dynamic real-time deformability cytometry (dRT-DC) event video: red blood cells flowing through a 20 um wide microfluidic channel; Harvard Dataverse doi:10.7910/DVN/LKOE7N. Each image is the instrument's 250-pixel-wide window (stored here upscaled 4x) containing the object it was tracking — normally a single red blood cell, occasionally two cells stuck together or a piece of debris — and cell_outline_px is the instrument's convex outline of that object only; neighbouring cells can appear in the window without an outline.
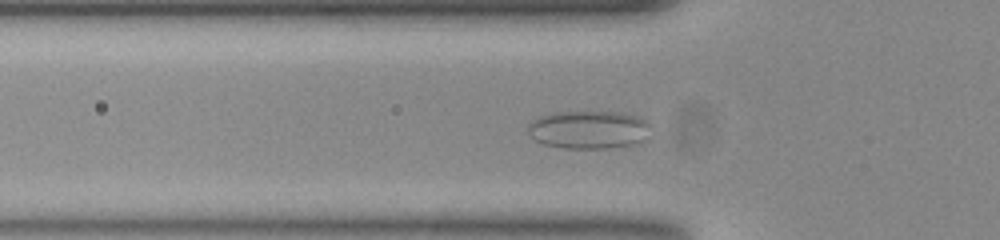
{"species": "common noctule bat (a hibernating species)", "species_latin": "Nyctalus noctula", "temperature_condition": "room temperature", "stored_images_in_passage": 53, "camera_frame_rate_fps": 3000, "um_per_image_px": 0.085, "animal": {"sex": "female", "body_mass_g": 23.0, "forearm_length_mm": 53.4}, "frame": {"image": 1, "passage_image": 14, "time_ms": 4.333, "image_size_px": [1000, 240], "cell_outline_px": [[648, 124], [644, 140], [632, 144], [608, 148], [560, 148], [544, 144], [536, 140], [528, 132], [528, 128], [540, 116], [556, 112], [620, 112], [636, 116], [644, 120]], "centroid_in_image_um": [50.02, 11.03], "position_along_channel_um": 75.8, "area_um2": 26.65}}
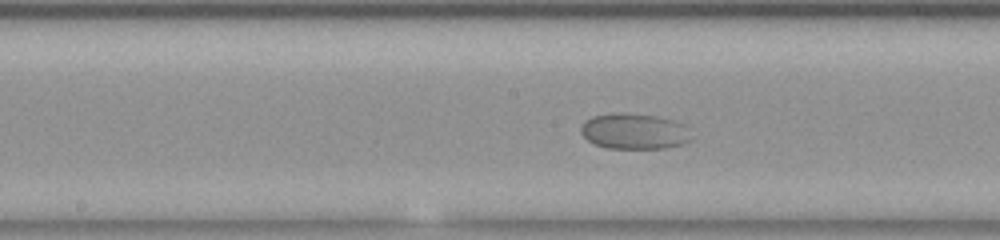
{"frame": {"image": 2, "passage_image": 24, "time_ms": 7.667, "image_size_px": [1000, 240], "cell_outline_px": [[688, 140], [680, 144], [664, 148], [608, 148], [596, 144], [588, 140], [584, 136], [580, 128], [592, 116], [616, 112], [620, 112], [656, 116], [672, 120], [684, 124]], "centroid_in_image_um": [53.86, 11.15], "position_along_channel_um": 194.3, "area_um2": 22.37}}
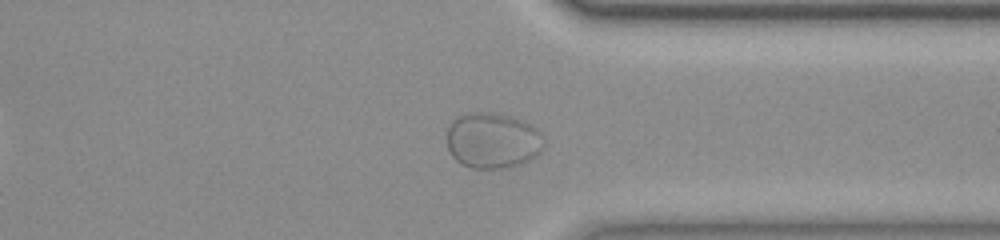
{"frame": {"image": 3, "passage_image": 39, "time_ms": 12.667, "image_size_px": [1000, 240], "cell_outline_px": [[544, 148], [536, 156], [520, 164], [504, 168], [472, 168], [456, 160], [452, 156], [448, 148], [448, 128], [452, 120], [460, 116], [480, 112], [492, 112], [508, 116], [520, 120], [536, 128], [540, 132]], "centroid_in_image_um": [41.88, 11.96], "position_along_channel_um": 369.5, "area_um2": 31.1}}